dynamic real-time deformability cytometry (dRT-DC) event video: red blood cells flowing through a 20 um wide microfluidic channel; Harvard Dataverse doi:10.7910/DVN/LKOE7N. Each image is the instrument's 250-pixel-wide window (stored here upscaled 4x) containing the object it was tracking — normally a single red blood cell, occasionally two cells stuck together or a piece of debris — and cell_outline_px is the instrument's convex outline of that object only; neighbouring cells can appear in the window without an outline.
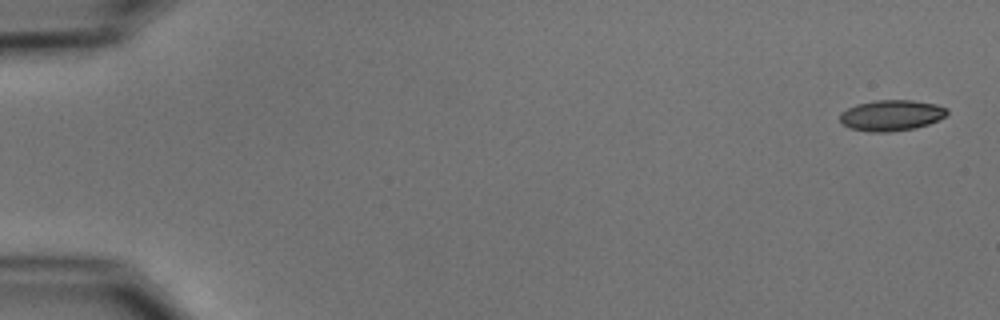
{"species": "common noctule bat (a hibernating species)", "species_latin": "Nyctalus noctula", "temperature_condition": "cold", "stored_images_in_passage": 5, "camera_frame_rate_fps": 3000, "um_per_image_px": 0.085, "animal": {"sex": "male", "body_mass_g": 15.6}, "frame": {"image": 1, "passage_image": 1, "time_ms": 0.0, "image_size_px": [1000, 320], "cell_outline_px": [[948, 112], [944, 116], [928, 124], [912, 128], [888, 132], [868, 132], [852, 128], [844, 124], [840, 120], [840, 112], [856, 104], [876, 100], [912, 100], [936, 104], [948, 108]], "centroid_in_image_um": [75.75, 9.79], "position_along_channel_um": 9.2, "area_um2": 19.07}}
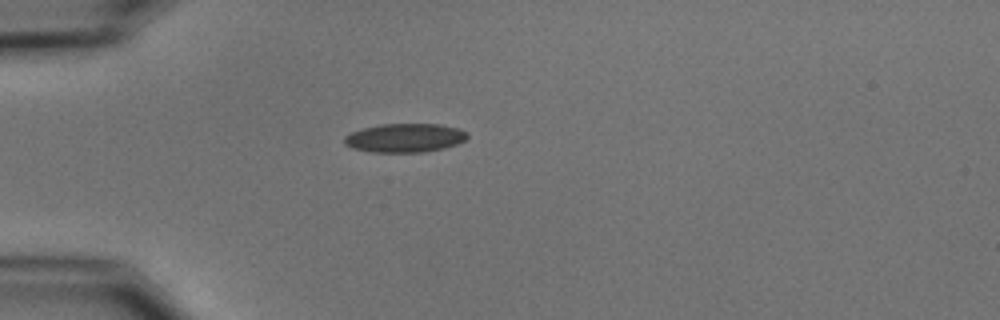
{"frame": {"image": 2, "passage_image": 5, "time_ms": 4.667, "image_size_px": [1000, 320], "cell_outline_px": [[468, 136], [464, 140], [456, 144], [444, 148], [424, 152], [372, 152], [352, 148], [344, 144], [344, 136], [352, 132], [364, 128], [380, 124], [440, 124], [460, 128], [468, 132]], "centroid_in_image_um": [34.43, 11.72], "position_along_channel_um": 50.6, "area_um2": 20.69}}